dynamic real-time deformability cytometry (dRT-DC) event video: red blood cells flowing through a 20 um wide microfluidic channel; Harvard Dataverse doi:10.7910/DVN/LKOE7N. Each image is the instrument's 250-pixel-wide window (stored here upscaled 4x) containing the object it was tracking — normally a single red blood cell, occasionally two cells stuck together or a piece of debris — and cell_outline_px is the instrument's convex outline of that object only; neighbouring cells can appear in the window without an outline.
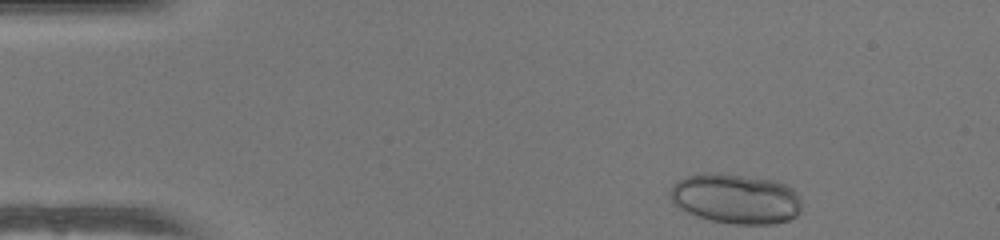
{"species": "human", "species_latin": "Homo sapiens", "temperature_condition": "warm", "stored_images_in_passage": 45, "camera_frame_rate_fps": 3000, "um_per_image_px": 0.085, "donor": {"sex": "female"}, "frame": {"image": 1, "passage_image": 1, "time_ms": 0.0, "image_size_px": [1000, 240], "cell_outline_px": [[800, 212], [796, 216], [788, 220], [776, 224], [732, 224], [712, 220], [696, 216], [680, 208], [672, 200], [672, 184], [688, 176], [716, 172], [776, 180], [792, 188], [800, 196]], "centroid_in_image_um": [62.6, 16.9], "position_along_channel_um": 22.4, "area_um2": 38.15}}
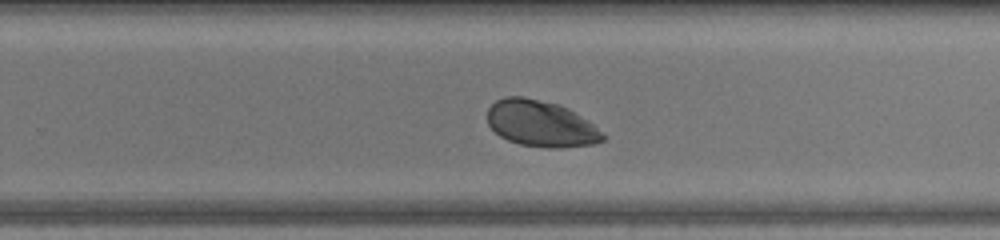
{"frame": {"image": 2, "passage_image": 27, "time_ms": 8.667, "image_size_px": [1000, 240], "cell_outline_px": [[604, 140], [592, 144], [560, 148], [548, 148], [520, 144], [508, 140], [500, 136], [488, 124], [488, 108], [496, 100], [504, 96], [524, 96], [556, 104], [568, 108], [592, 124], [604, 136]], "centroid_in_image_um": [45.93, 10.51], "position_along_channel_um": 283.9, "area_um2": 30.75}}
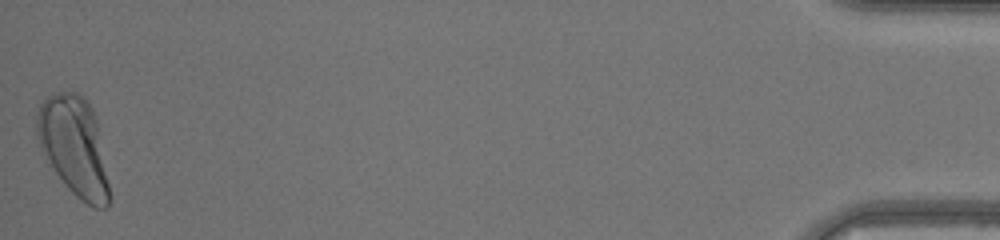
{"frame": {"image": 3, "passage_image": 45, "time_ms": 14.667, "image_size_px": [1000, 240], "cell_outline_px": [[112, 196], [108, 208], [92, 208], [80, 200], [64, 184], [48, 164], [36, 136], [36, 116], [40, 104], [48, 96], [56, 92], [80, 92], [88, 100], [92, 108], [96, 120]], "centroid_in_image_um": [6.31, 12.47], "position_along_channel_um": 428.9, "area_um2": 42.43}, "authors_computed_cell_mechanics": {"area_um2": 34.5066, "velocity_mm_per_s": 4.0664, "shape_relaxation_time_tau1_ms": 2.5964, "shape_relaxation_time_tau2_ms": null, "deformation_change_tau1": 0.1696, "deformation_change_tau2": null}}